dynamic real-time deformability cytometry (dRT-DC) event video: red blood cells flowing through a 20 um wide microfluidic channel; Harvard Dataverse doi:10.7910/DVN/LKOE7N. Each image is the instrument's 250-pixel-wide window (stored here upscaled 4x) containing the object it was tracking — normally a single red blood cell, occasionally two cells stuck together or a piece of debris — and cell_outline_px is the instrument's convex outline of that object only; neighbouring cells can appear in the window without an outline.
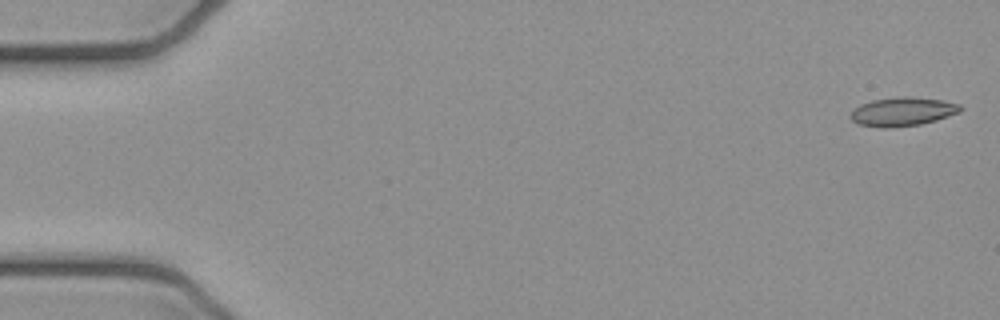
{"species": "common noctule bat (a hibernating species)", "species_latin": "Nyctalus noctula", "temperature_condition": "cold", "stored_images_in_passage": 51, "camera_frame_rate_fps": 3000, "um_per_image_px": 0.085, "animal": {"sex": "female", "body_mass_g": 21.9}, "frame": {"image": 1, "passage_image": 1, "time_ms": 0.0, "image_size_px": [1000, 320], "cell_outline_px": [[964, 108], [960, 112], [936, 120], [920, 124], [892, 128], [880, 128], [860, 124], [852, 120], [848, 116], [860, 104], [872, 100], [904, 96], [908, 96], [940, 100], [960, 104]], "centroid_in_image_um": [76.72, 9.49], "position_along_channel_um": 8.3, "area_um2": 18.38}}
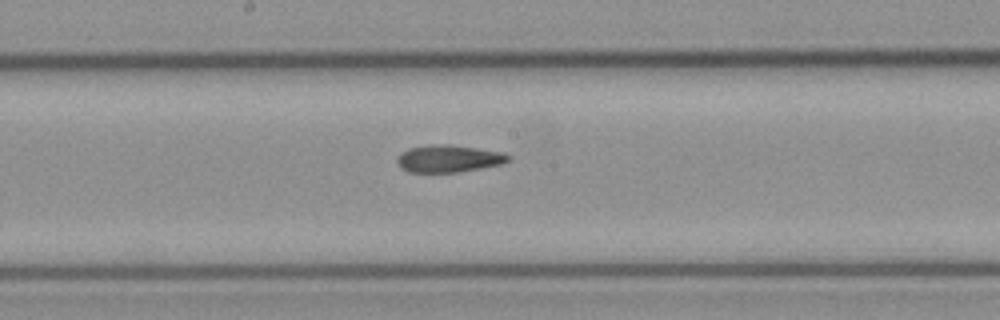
{"frame": {"image": 2, "passage_image": 27, "time_ms": 8.667, "image_size_px": [1000, 320], "cell_outline_px": [[512, 160], [500, 164], [460, 172], [408, 172], [400, 168], [396, 160], [408, 148], [432, 144], [448, 144], [504, 152], [512, 156]], "centroid_in_image_um": [38.17, 13.48], "position_along_channel_um": 210.0, "area_um2": 17.69}}
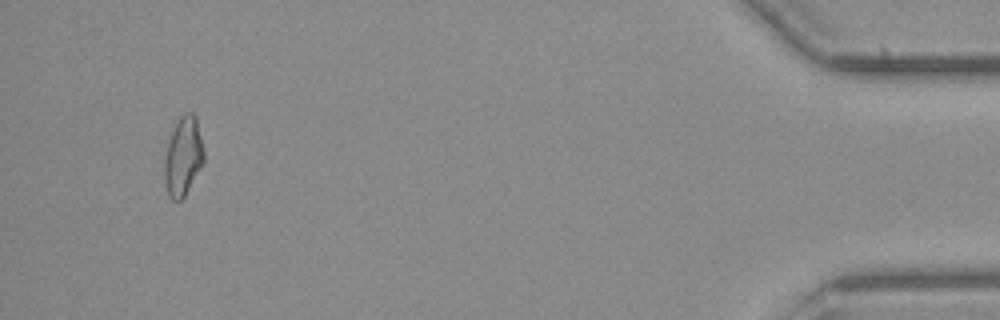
{"frame": {"image": 3, "passage_image": 49, "time_ms": 16.0, "image_size_px": [1000, 320], "cell_outline_px": [[204, 160], [200, 168], [184, 196], [180, 200], [172, 200], [168, 196], [164, 180], [164, 160], [168, 140], [180, 116], [184, 112], [192, 112], [196, 116], [204, 152]], "centroid_in_image_um": [15.55, 13.28], "position_along_channel_um": 419.6, "area_um2": 17.98}, "authors_computed_cell_mechanics": {"area_um2": 17.918, "velocity_mm_per_s": 3.94, "shape_relaxation_time_tau1_ms": null, "shape_relaxation_time_tau2_ms": 4.2818, "deformation_change_tau1": null, "deformation_change_tau2": 0.1117}}